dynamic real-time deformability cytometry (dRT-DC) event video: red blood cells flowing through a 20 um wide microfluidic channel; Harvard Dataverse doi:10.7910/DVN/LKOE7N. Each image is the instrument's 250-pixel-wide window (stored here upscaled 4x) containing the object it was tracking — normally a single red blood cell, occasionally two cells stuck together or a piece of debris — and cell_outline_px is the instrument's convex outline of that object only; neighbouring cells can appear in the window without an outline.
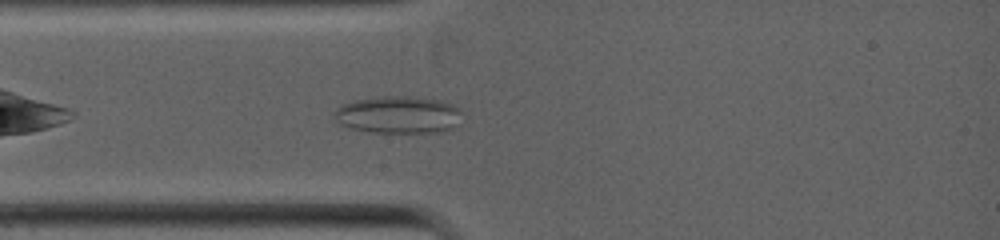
{"species": "common noctule bat (a hibernating species)", "species_latin": "Nyctalus noctula", "temperature_condition": "warm", "stored_images_in_passage": 45, "camera_frame_rate_fps": 5000, "um_per_image_px": 0.085, "animal": {"sex": "female", "body_mass_g": 19.0, "forearm_length_mm": 53.3}, "frame": {"image": 1, "passage_image": 6, "time_ms": 1.0, "image_size_px": [1000, 240], "cell_outline_px": [[460, 124], [452, 128], [436, 132], [368, 132], [348, 128], [340, 124], [332, 116], [332, 112], [340, 104], [352, 100], [384, 96], [408, 96], [440, 100], [452, 104], [460, 108]], "centroid_in_image_um": [33.8, 9.75], "position_along_channel_um": 51.2, "area_um2": 28.15}}
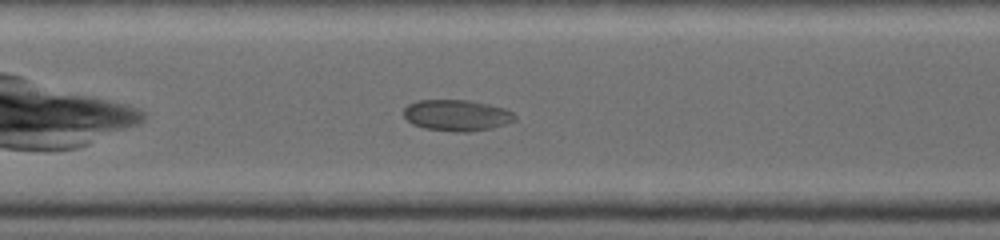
{"frame": {"image": 2, "passage_image": 18, "time_ms": 3.4, "image_size_px": [1000, 240], "cell_outline_px": [[516, 120], [492, 128], [468, 132], [456, 132], [424, 128], [412, 124], [404, 116], [404, 108], [408, 104], [416, 100], [468, 100], [488, 104], [504, 108], [512, 112], [516, 116]], "centroid_in_image_um": [38.81, 9.8], "position_along_channel_um": 168.6, "area_um2": 20.23}}
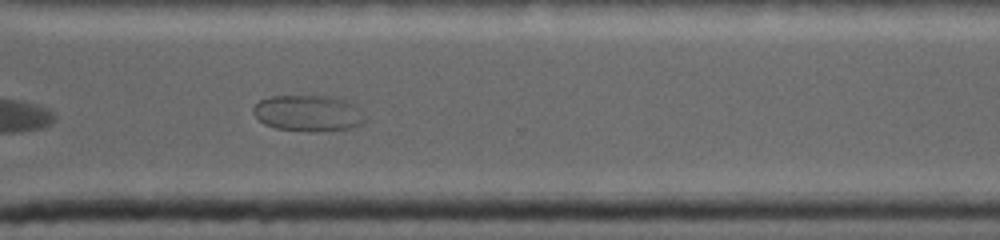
{"frame": {"image": 3, "passage_image": 36, "time_ms": 7.0, "image_size_px": [1000, 240], "cell_outline_px": [[364, 124], [352, 128], [312, 132], [308, 132], [276, 128], [264, 124], [252, 112], [252, 108], [260, 100], [268, 96], [328, 96], [348, 100], [356, 104], [364, 120]], "centroid_in_image_um": [26.19, 9.62], "position_along_channel_um": 344.4, "area_um2": 23.7}}